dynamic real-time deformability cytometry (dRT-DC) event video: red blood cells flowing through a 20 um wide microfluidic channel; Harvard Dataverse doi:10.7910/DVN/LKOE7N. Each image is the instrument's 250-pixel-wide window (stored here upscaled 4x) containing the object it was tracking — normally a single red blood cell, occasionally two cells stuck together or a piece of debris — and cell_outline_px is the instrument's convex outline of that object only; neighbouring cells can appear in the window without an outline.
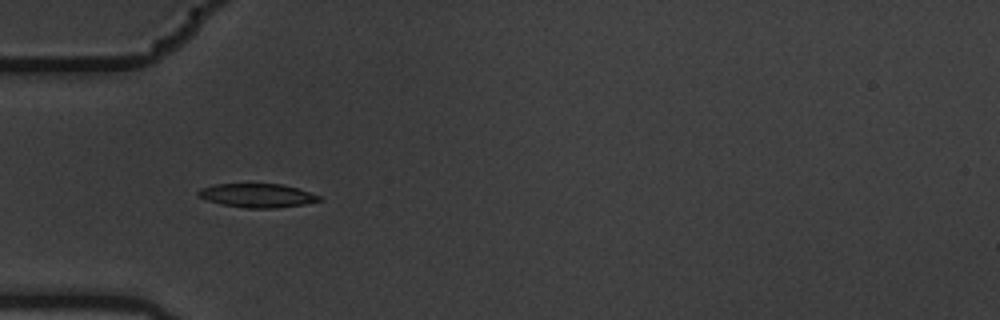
{"species": "common noctule bat (a hibernating species)", "species_latin": "Nyctalus noctula", "temperature_condition": "warm", "stored_images_in_passage": 6, "camera_frame_rate_fps": 3000, "um_per_image_px": 0.085, "animal": {"sex": "male", "body_mass_g": 19.5, "forearm_length_mm": 54.6}, "frame": {"image": 1, "passage_image": 5, "time_ms": 1.333, "image_size_px": [1000, 320], "cell_outline_px": [[324, 200], [304, 204], [276, 208], [244, 208], [224, 204], [208, 200], [196, 196], [196, 192], [200, 188], [216, 184], [280, 184], [296, 188], [320, 196]], "centroid_in_image_um": [21.85, 16.62], "position_along_channel_um": 63.2, "area_um2": 16.65}}
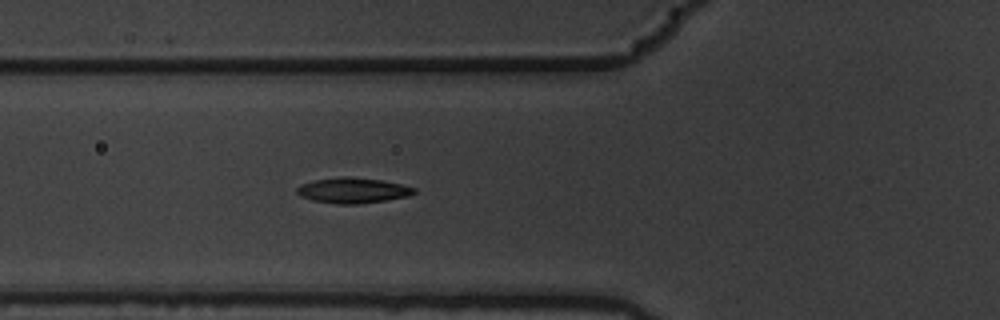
{"frame": {"image": 2, "passage_image": 6, "time_ms": 1.667, "image_size_px": [1000, 320], "cell_outline_px": [[416, 192], [408, 196], [360, 204], [336, 204], [312, 200], [300, 196], [296, 192], [296, 188], [300, 184], [316, 180], [340, 176], [348, 176], [380, 180], [400, 184], [416, 188]], "centroid_in_image_um": [29.95, 16.18], "position_along_channel_um": 95.8, "area_um2": 17.34}}